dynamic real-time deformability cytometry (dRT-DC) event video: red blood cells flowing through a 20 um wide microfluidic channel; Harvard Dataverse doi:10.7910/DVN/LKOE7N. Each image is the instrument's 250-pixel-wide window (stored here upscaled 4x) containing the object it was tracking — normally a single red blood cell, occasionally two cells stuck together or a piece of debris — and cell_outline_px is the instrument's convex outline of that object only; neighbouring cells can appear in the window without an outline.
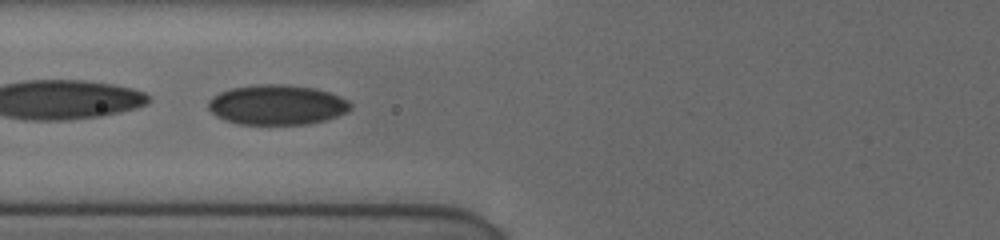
{"species": "human", "species_latin": "Homo sapiens", "temperature_condition": "cold", "stored_images_in_passage": 10, "camera_frame_rate_fps": 3000, "um_per_image_px": 0.085, "donor": {"sex": "female"}, "frame": {"image": 1, "passage_image": 5, "time_ms": 2.333, "image_size_px": [1000, 240], "cell_outline_px": [[352, 108], [348, 112], [324, 120], [304, 124], [240, 124], [224, 120], [216, 116], [208, 108], [208, 100], [212, 96], [220, 92], [232, 88], [256, 84], [288, 84], [316, 88], [340, 96], [348, 100], [352, 104]], "centroid_in_image_um": [23.54, 8.9], "position_along_channel_um": 102.3, "area_um2": 33.29}}
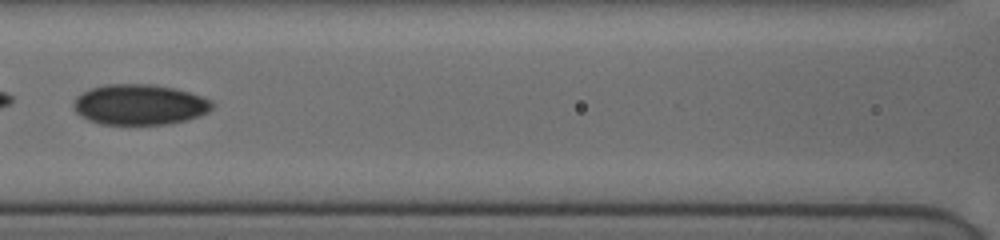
{"frame": {"image": 2, "passage_image": 7, "time_ms": 3.667, "image_size_px": [1000, 240], "cell_outline_px": [[212, 108], [208, 112], [184, 120], [168, 124], [100, 124], [88, 120], [80, 116], [76, 112], [72, 104], [76, 96], [92, 88], [104, 84], [152, 84], [176, 88], [212, 100]], "centroid_in_image_um": [11.83, 8.88], "position_along_channel_um": 154.8, "area_um2": 32.66}}
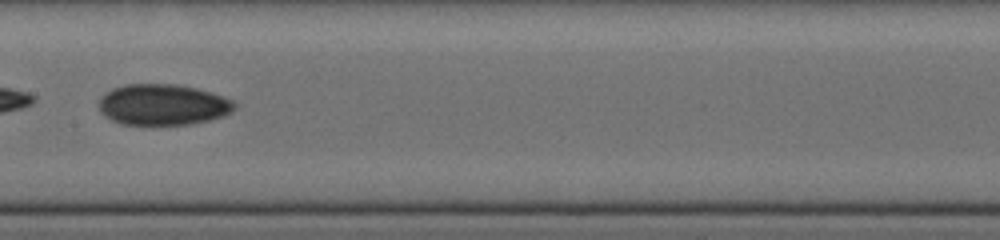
{"frame": {"image": 3, "passage_image": 9, "time_ms": 4.667, "image_size_px": [1000, 240], "cell_outline_px": [[236, 104], [232, 112], [224, 116], [208, 120], [188, 124], [120, 124], [104, 116], [100, 112], [100, 100], [104, 92], [112, 88], [128, 84], [176, 84], [196, 88], [232, 100]], "centroid_in_image_um": [13.81, 8.89], "position_along_channel_um": 193.6, "area_um2": 32.19}}